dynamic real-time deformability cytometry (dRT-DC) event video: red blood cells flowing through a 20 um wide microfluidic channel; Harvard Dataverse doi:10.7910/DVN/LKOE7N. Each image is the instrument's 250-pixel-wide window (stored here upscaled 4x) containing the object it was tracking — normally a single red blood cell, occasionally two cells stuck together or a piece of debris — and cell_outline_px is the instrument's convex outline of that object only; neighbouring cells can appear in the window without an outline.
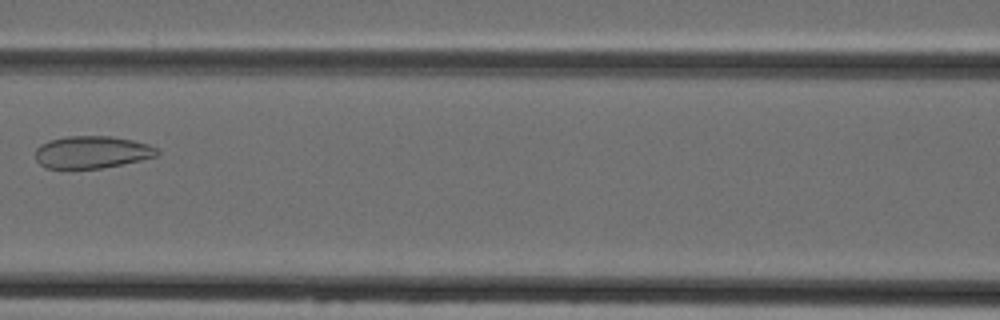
{"species": "Egyptian fruit bat (a non-hibernating species)", "species_latin": "Rousettus aegyptiacus", "temperature_condition": "cold", "stored_images_in_passage": 7, "camera_frame_rate_fps": 3000, "um_per_image_px": 0.085, "animal": {"sex": "female"}, "frame": {"image": 1, "passage_image": 7, "time_ms": 7.0, "image_size_px": [1000, 320], "cell_outline_px": [[160, 156], [100, 168], [44, 168], [36, 160], [36, 148], [40, 144], [48, 140], [64, 136], [112, 136], [132, 140], [148, 144], [160, 148]], "centroid_in_image_um": [7.83, 12.92], "position_along_channel_um": 158.8, "area_um2": 23.12}}